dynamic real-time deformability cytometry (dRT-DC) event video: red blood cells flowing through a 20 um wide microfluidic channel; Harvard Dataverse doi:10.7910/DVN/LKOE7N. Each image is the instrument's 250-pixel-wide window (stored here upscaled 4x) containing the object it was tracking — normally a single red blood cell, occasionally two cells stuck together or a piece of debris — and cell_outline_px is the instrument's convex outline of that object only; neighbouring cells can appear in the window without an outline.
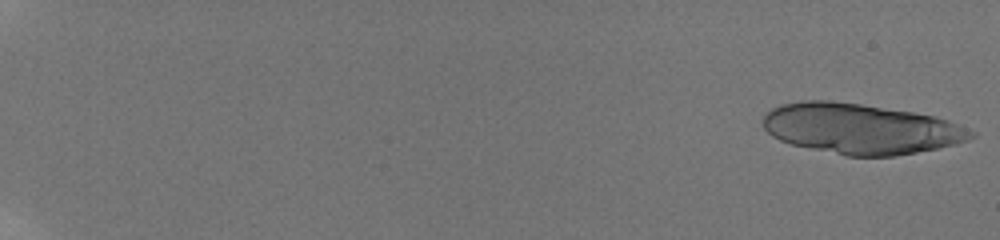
{"species": "human", "species_latin": "Homo sapiens", "temperature_condition": "room temperature", "stored_images_in_passage": 16, "camera_frame_rate_fps": 3000, "um_per_image_px": 0.085, "donor": {"sex": "male"}, "frame": {"image": 1, "passage_image": 1, "time_ms": 0.0, "image_size_px": [1000, 240], "cell_outline_px": [[976, 136], [968, 140], [956, 144], [896, 156], [844, 156], [792, 144], [780, 140], [772, 136], [764, 128], [764, 116], [772, 108], [780, 104], [804, 100], [828, 100], [860, 104], [912, 112], [936, 116], [948, 120], [976, 132]], "centroid_in_image_um": [73.16, 10.94], "position_along_channel_um": 11.8, "area_um2": 60.92}}